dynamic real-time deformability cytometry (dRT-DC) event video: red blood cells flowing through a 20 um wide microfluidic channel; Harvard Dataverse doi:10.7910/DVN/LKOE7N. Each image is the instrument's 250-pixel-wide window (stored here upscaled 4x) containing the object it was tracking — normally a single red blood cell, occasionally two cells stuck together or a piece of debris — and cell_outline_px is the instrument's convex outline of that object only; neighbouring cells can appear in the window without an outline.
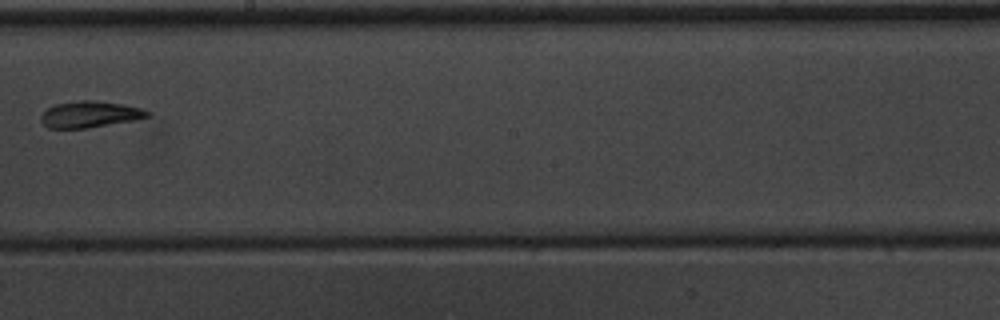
{"species": "common noctule bat (a hibernating species)", "species_latin": "Nyctalus noctula", "temperature_condition": "warm", "stored_images_in_passage": 8, "camera_frame_rate_fps": 3000, "um_per_image_px": 0.085, "animal": {"sex": "male", "body_mass_g": 20.1, "forearm_length_mm": 53.5}, "frame": {"image": 1, "passage_image": 7, "time_ms": 8.333, "image_size_px": [1000, 320], "cell_outline_px": [[152, 112], [148, 116], [136, 120], [88, 128], [48, 128], [40, 120], [40, 116], [48, 108], [56, 104], [80, 100], [96, 100], [124, 104], [140, 108]], "centroid_in_image_um": [7.66, 9.72], "position_along_channel_um": 240.5, "area_um2": 16.42}}
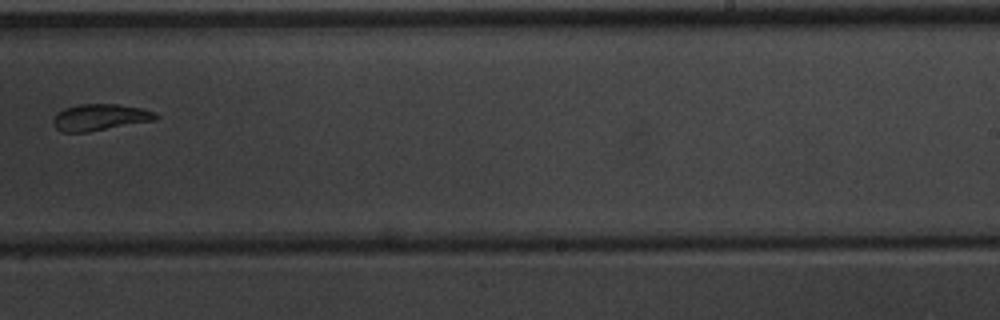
{"frame": {"image": 2, "passage_image": 8, "time_ms": 9.333, "image_size_px": [1000, 320], "cell_outline_px": [[160, 116], [156, 120], [88, 132], [60, 132], [52, 124], [52, 120], [56, 112], [64, 108], [76, 104], [120, 104], [140, 108], [156, 112]], "centroid_in_image_um": [8.47, 9.96], "position_along_channel_um": 280.5, "area_um2": 16.13}}